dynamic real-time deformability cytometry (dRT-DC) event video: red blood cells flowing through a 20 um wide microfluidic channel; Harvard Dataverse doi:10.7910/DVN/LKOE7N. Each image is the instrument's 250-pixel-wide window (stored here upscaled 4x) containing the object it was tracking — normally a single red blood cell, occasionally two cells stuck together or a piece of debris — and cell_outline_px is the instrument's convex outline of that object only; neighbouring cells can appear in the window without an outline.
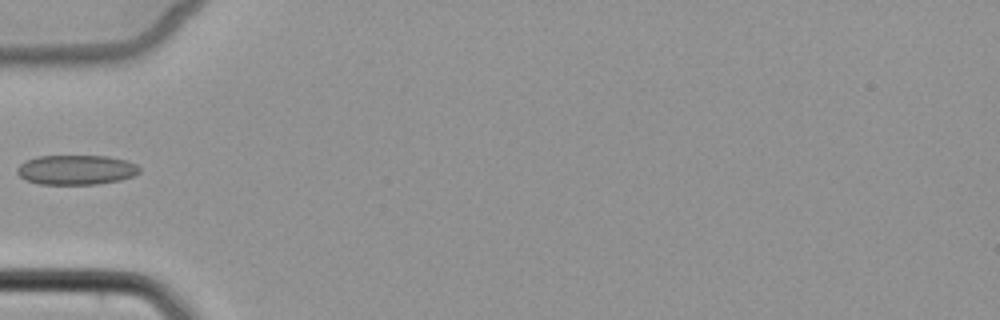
{"species": "common noctule bat (a hibernating species)", "species_latin": "Nyctalus noctula", "temperature_condition": "cold", "stored_images_in_passage": 7, "camera_frame_rate_fps": 3000, "um_per_image_px": 0.085, "animal": {"sex": "female", "body_mass_g": 22.7, "forearm_length_mm": 54.2}, "frame": {"image": 1, "passage_image": 6, "time_ms": 6.0, "image_size_px": [1000, 320], "cell_outline_px": [[140, 172], [132, 176], [120, 180], [96, 184], [40, 184], [24, 180], [16, 172], [16, 168], [20, 164], [36, 156], [108, 156], [124, 160], [136, 164], [140, 168]], "centroid_in_image_um": [6.45, 14.44], "position_along_channel_um": 78.6, "area_um2": 21.15}}
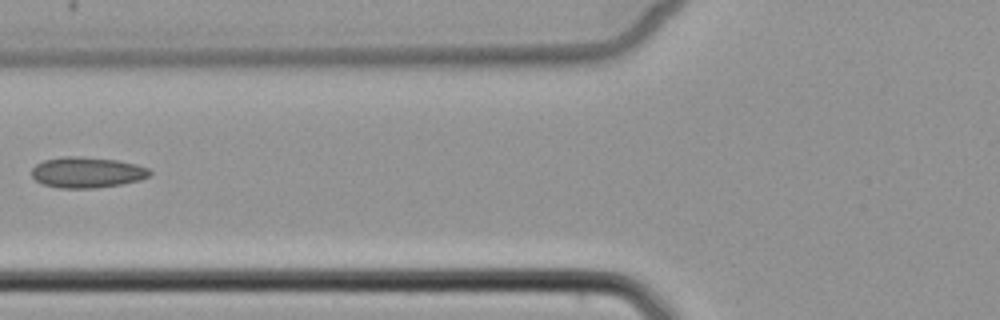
{"frame": {"image": 2, "passage_image": 7, "time_ms": 7.0, "image_size_px": [1000, 320], "cell_outline_px": [[152, 172], [148, 176], [140, 180], [120, 184], [96, 188], [60, 188], [44, 184], [36, 180], [32, 176], [32, 168], [36, 164], [44, 160], [64, 156], [80, 156], [116, 160], [136, 164], [148, 168]], "centroid_in_image_um": [7.39, 14.65], "position_along_channel_um": 118.4, "area_um2": 21.1}}